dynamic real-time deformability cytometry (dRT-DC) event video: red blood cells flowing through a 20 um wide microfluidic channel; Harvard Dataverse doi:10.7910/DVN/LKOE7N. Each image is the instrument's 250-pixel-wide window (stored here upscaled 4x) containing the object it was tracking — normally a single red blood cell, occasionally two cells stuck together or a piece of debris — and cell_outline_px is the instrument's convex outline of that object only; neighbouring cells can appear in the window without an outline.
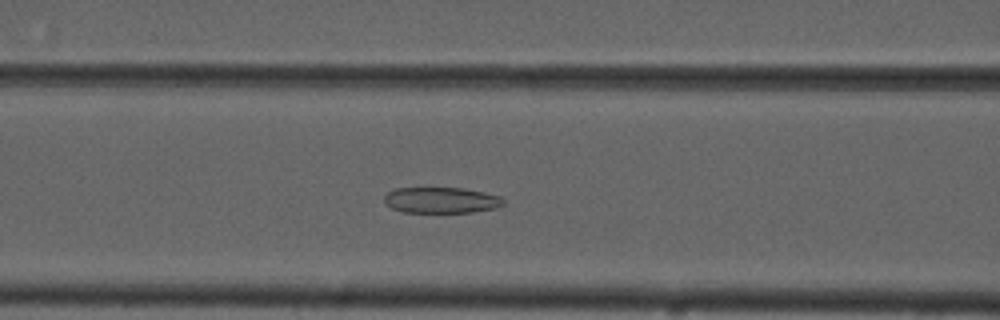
{"species": "common noctule bat (a hibernating species)", "species_latin": "Nyctalus noctula", "temperature_condition": "cold", "stored_images_in_passage": 53, "camera_frame_rate_fps": 3000, "um_per_image_px": 0.085, "animal": {"sex": "male", "forearm_length_mm": 52.5}, "frame": {"image": 1, "passage_image": 23, "time_ms": 7.333, "image_size_px": [1000, 320], "cell_outline_px": [[504, 204], [496, 208], [472, 212], [404, 212], [392, 208], [384, 204], [384, 196], [388, 192], [396, 188], [464, 188], [484, 192], [500, 196], [504, 200]], "centroid_in_image_um": [37.5, 17.01], "position_along_channel_um": 129.1, "area_um2": 18.03}}
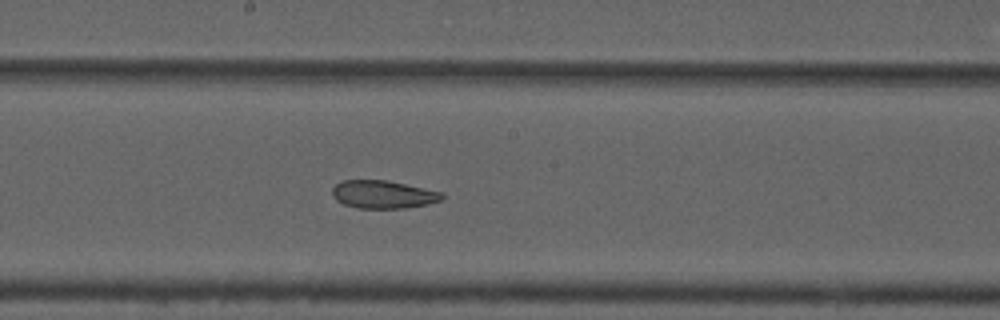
{"frame": {"image": 2, "passage_image": 30, "time_ms": 9.667, "image_size_px": [1000, 320], "cell_outline_px": [[444, 196], [440, 200], [428, 204], [408, 208], [356, 208], [344, 204], [336, 200], [332, 196], [332, 188], [336, 184], [344, 180], [388, 180], [444, 192]], "centroid_in_image_um": [32.58, 16.52], "position_along_channel_um": 215.6, "area_um2": 18.03}}
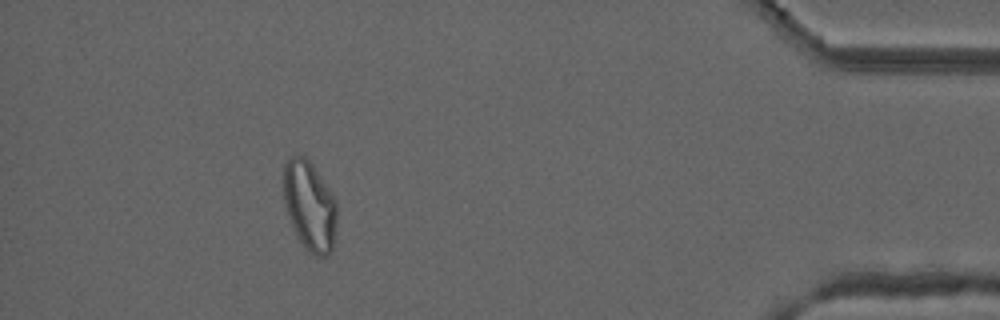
{"frame": {"image": 3, "passage_image": 50, "time_ms": 16.333, "image_size_px": [1000, 320], "cell_outline_px": [[336, 224], [332, 248], [328, 256], [316, 256], [308, 252], [300, 240], [292, 224], [284, 200], [284, 164], [288, 156], [304, 156], [312, 164], [336, 200]], "centroid_in_image_um": [26.32, 17.49], "position_along_channel_um": 408.9, "area_um2": 27.4}, "authors_computed_cell_mechanics": {"area_um2": 23.7558, "velocity_mm_per_s": 3.7022, "shape_relaxation_time_tau1_ms": null, "shape_relaxation_time_tau2_ms": 3.5249, "deformation_change_tau1": null, "deformation_change_tau2": 0.0974}}